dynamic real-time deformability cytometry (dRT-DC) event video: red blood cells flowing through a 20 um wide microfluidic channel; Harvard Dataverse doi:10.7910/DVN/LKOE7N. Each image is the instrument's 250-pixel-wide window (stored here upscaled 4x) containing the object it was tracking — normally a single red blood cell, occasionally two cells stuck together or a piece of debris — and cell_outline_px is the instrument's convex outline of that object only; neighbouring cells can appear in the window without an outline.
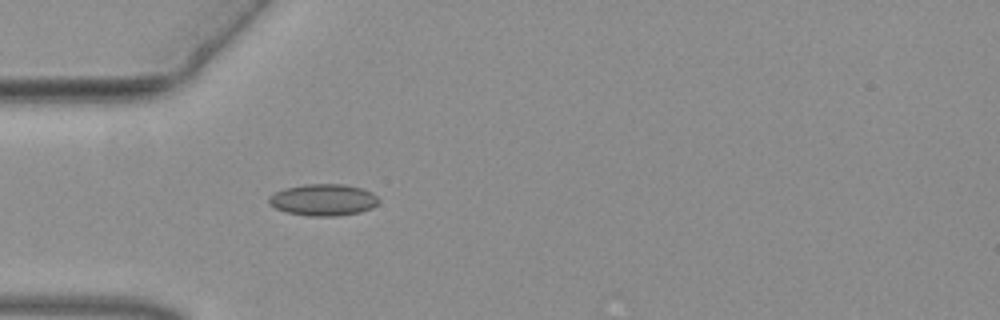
{"species": "common noctule bat (a hibernating species)", "species_latin": "Nyctalus noctula", "temperature_condition": "warm", "stored_images_in_passage": 35, "camera_frame_rate_fps": 3000, "um_per_image_px": 0.085, "animal": {"sex": "female", "body_mass_g": 19.3, "forearm_length_mm": 54.1}, "frame": {"image": 1, "passage_image": 1, "time_ms": 0.0, "image_size_px": [1000, 320], "cell_outline_px": [[380, 200], [372, 208], [360, 212], [336, 216], [308, 216], [284, 212], [268, 204], [268, 196], [284, 188], [304, 184], [344, 184], [360, 188], [372, 192]], "centroid_in_image_um": [27.45, 16.99], "position_along_channel_um": 57.6, "area_um2": 20.4}}
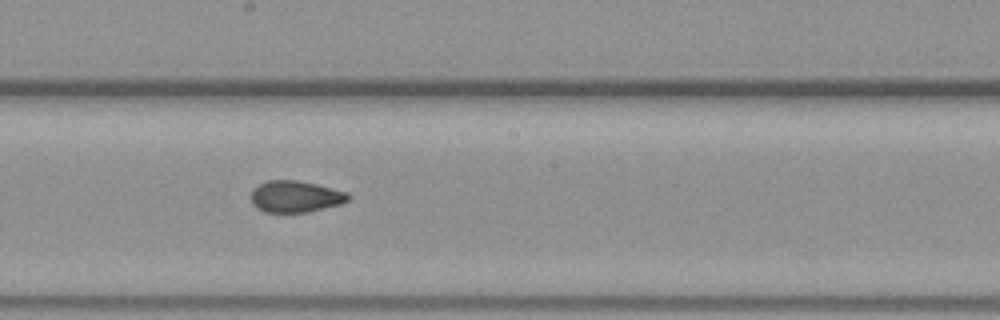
{"frame": {"image": 2, "passage_image": 14, "time_ms": 4.333, "image_size_px": [1000, 320], "cell_outline_px": [[352, 196], [348, 200], [340, 204], [308, 212], [264, 212], [256, 208], [252, 204], [252, 192], [260, 184], [268, 180], [296, 180], [316, 184], [348, 192]], "centroid_in_image_um": [25.14, 16.71], "position_along_channel_um": 223.1, "area_um2": 17.8}}
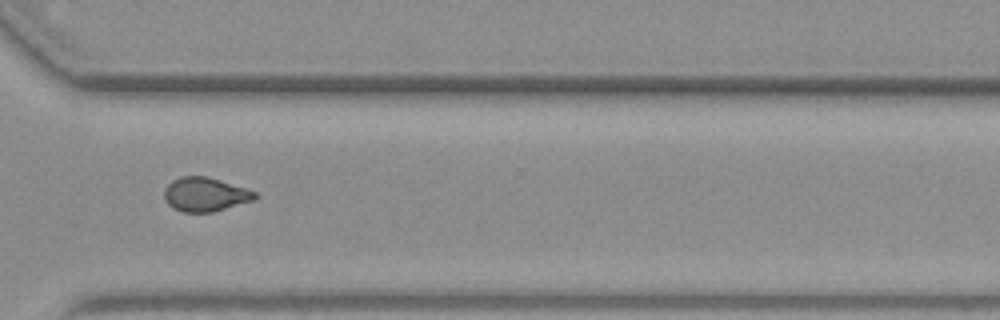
{"frame": {"image": 3, "passage_image": 24, "time_ms": 7.667, "image_size_px": [1000, 320], "cell_outline_px": [[256, 196], [252, 200], [212, 212], [184, 212], [172, 208], [164, 200], [164, 188], [172, 180], [180, 176], [208, 176], [256, 192]], "centroid_in_image_um": [17.37, 16.52], "position_along_channel_um": 353.2, "area_um2": 17.8}}